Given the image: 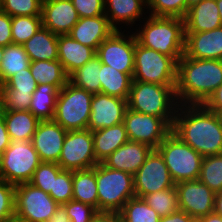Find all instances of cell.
I'll return each instance as SVG.
<instances>
[{
	"mask_svg": "<svg viewBox=\"0 0 222 222\" xmlns=\"http://www.w3.org/2000/svg\"><path fill=\"white\" fill-rule=\"evenodd\" d=\"M172 132L203 157L222 153V119L203 104H179Z\"/></svg>",
	"mask_w": 222,
	"mask_h": 222,
	"instance_id": "cell-1",
	"label": "cell"
},
{
	"mask_svg": "<svg viewBox=\"0 0 222 222\" xmlns=\"http://www.w3.org/2000/svg\"><path fill=\"white\" fill-rule=\"evenodd\" d=\"M222 84V60L194 59L185 54L177 62L175 93L180 104H204Z\"/></svg>",
	"mask_w": 222,
	"mask_h": 222,
	"instance_id": "cell-2",
	"label": "cell"
},
{
	"mask_svg": "<svg viewBox=\"0 0 222 222\" xmlns=\"http://www.w3.org/2000/svg\"><path fill=\"white\" fill-rule=\"evenodd\" d=\"M145 21L143 28L134 33L136 41L178 62L185 50L184 19L149 15Z\"/></svg>",
	"mask_w": 222,
	"mask_h": 222,
	"instance_id": "cell-3",
	"label": "cell"
},
{
	"mask_svg": "<svg viewBox=\"0 0 222 222\" xmlns=\"http://www.w3.org/2000/svg\"><path fill=\"white\" fill-rule=\"evenodd\" d=\"M176 85H159L132 81L128 108L139 113L163 118L171 127L178 108Z\"/></svg>",
	"mask_w": 222,
	"mask_h": 222,
	"instance_id": "cell-4",
	"label": "cell"
},
{
	"mask_svg": "<svg viewBox=\"0 0 222 222\" xmlns=\"http://www.w3.org/2000/svg\"><path fill=\"white\" fill-rule=\"evenodd\" d=\"M98 212L119 213L135 197L133 175L96 164Z\"/></svg>",
	"mask_w": 222,
	"mask_h": 222,
	"instance_id": "cell-5",
	"label": "cell"
},
{
	"mask_svg": "<svg viewBox=\"0 0 222 222\" xmlns=\"http://www.w3.org/2000/svg\"><path fill=\"white\" fill-rule=\"evenodd\" d=\"M156 150L163 157L174 183L198 180L203 156L172 131Z\"/></svg>",
	"mask_w": 222,
	"mask_h": 222,
	"instance_id": "cell-6",
	"label": "cell"
},
{
	"mask_svg": "<svg viewBox=\"0 0 222 222\" xmlns=\"http://www.w3.org/2000/svg\"><path fill=\"white\" fill-rule=\"evenodd\" d=\"M133 81L176 85L177 62L170 56L144 47L135 38Z\"/></svg>",
	"mask_w": 222,
	"mask_h": 222,
	"instance_id": "cell-7",
	"label": "cell"
},
{
	"mask_svg": "<svg viewBox=\"0 0 222 222\" xmlns=\"http://www.w3.org/2000/svg\"><path fill=\"white\" fill-rule=\"evenodd\" d=\"M92 96L68 82L59 90L53 120L67 131L87 129Z\"/></svg>",
	"mask_w": 222,
	"mask_h": 222,
	"instance_id": "cell-8",
	"label": "cell"
},
{
	"mask_svg": "<svg viewBox=\"0 0 222 222\" xmlns=\"http://www.w3.org/2000/svg\"><path fill=\"white\" fill-rule=\"evenodd\" d=\"M40 163L32 141H11L0 156V179L14 186L29 183Z\"/></svg>",
	"mask_w": 222,
	"mask_h": 222,
	"instance_id": "cell-9",
	"label": "cell"
},
{
	"mask_svg": "<svg viewBox=\"0 0 222 222\" xmlns=\"http://www.w3.org/2000/svg\"><path fill=\"white\" fill-rule=\"evenodd\" d=\"M15 215L26 222H48L58 203L43 190L23 183L15 186Z\"/></svg>",
	"mask_w": 222,
	"mask_h": 222,
	"instance_id": "cell-10",
	"label": "cell"
},
{
	"mask_svg": "<svg viewBox=\"0 0 222 222\" xmlns=\"http://www.w3.org/2000/svg\"><path fill=\"white\" fill-rule=\"evenodd\" d=\"M98 163L92 131L89 129L67 131L57 164L63 170L75 171L93 168Z\"/></svg>",
	"mask_w": 222,
	"mask_h": 222,
	"instance_id": "cell-11",
	"label": "cell"
},
{
	"mask_svg": "<svg viewBox=\"0 0 222 222\" xmlns=\"http://www.w3.org/2000/svg\"><path fill=\"white\" fill-rule=\"evenodd\" d=\"M135 197L170 189L175 183L160 153L153 149L133 175Z\"/></svg>",
	"mask_w": 222,
	"mask_h": 222,
	"instance_id": "cell-12",
	"label": "cell"
},
{
	"mask_svg": "<svg viewBox=\"0 0 222 222\" xmlns=\"http://www.w3.org/2000/svg\"><path fill=\"white\" fill-rule=\"evenodd\" d=\"M123 123L130 141L147 144L153 149L172 131V127L163 118L135 112L129 108L125 112Z\"/></svg>",
	"mask_w": 222,
	"mask_h": 222,
	"instance_id": "cell-13",
	"label": "cell"
},
{
	"mask_svg": "<svg viewBox=\"0 0 222 222\" xmlns=\"http://www.w3.org/2000/svg\"><path fill=\"white\" fill-rule=\"evenodd\" d=\"M115 30L106 38L96 51L101 63L126 73H134L135 35H124V31Z\"/></svg>",
	"mask_w": 222,
	"mask_h": 222,
	"instance_id": "cell-14",
	"label": "cell"
},
{
	"mask_svg": "<svg viewBox=\"0 0 222 222\" xmlns=\"http://www.w3.org/2000/svg\"><path fill=\"white\" fill-rule=\"evenodd\" d=\"M178 208L189 216H205L214 210L215 195L200 180L181 181L175 184Z\"/></svg>",
	"mask_w": 222,
	"mask_h": 222,
	"instance_id": "cell-15",
	"label": "cell"
},
{
	"mask_svg": "<svg viewBox=\"0 0 222 222\" xmlns=\"http://www.w3.org/2000/svg\"><path fill=\"white\" fill-rule=\"evenodd\" d=\"M127 100L103 93L93 94L87 129L93 131L123 123Z\"/></svg>",
	"mask_w": 222,
	"mask_h": 222,
	"instance_id": "cell-16",
	"label": "cell"
},
{
	"mask_svg": "<svg viewBox=\"0 0 222 222\" xmlns=\"http://www.w3.org/2000/svg\"><path fill=\"white\" fill-rule=\"evenodd\" d=\"M66 134L67 130L54 120L38 123L32 144L41 162L58 163Z\"/></svg>",
	"mask_w": 222,
	"mask_h": 222,
	"instance_id": "cell-17",
	"label": "cell"
},
{
	"mask_svg": "<svg viewBox=\"0 0 222 222\" xmlns=\"http://www.w3.org/2000/svg\"><path fill=\"white\" fill-rule=\"evenodd\" d=\"M42 26L56 35L69 34L79 16L71 0H43Z\"/></svg>",
	"mask_w": 222,
	"mask_h": 222,
	"instance_id": "cell-18",
	"label": "cell"
},
{
	"mask_svg": "<svg viewBox=\"0 0 222 222\" xmlns=\"http://www.w3.org/2000/svg\"><path fill=\"white\" fill-rule=\"evenodd\" d=\"M187 57L222 60V26L199 33H185Z\"/></svg>",
	"mask_w": 222,
	"mask_h": 222,
	"instance_id": "cell-19",
	"label": "cell"
},
{
	"mask_svg": "<svg viewBox=\"0 0 222 222\" xmlns=\"http://www.w3.org/2000/svg\"><path fill=\"white\" fill-rule=\"evenodd\" d=\"M152 150L147 144L128 140L102 163L108 168L134 175Z\"/></svg>",
	"mask_w": 222,
	"mask_h": 222,
	"instance_id": "cell-20",
	"label": "cell"
},
{
	"mask_svg": "<svg viewBox=\"0 0 222 222\" xmlns=\"http://www.w3.org/2000/svg\"><path fill=\"white\" fill-rule=\"evenodd\" d=\"M114 31L115 29L104 14L96 17L79 18L69 35L82 45L97 51L98 46Z\"/></svg>",
	"mask_w": 222,
	"mask_h": 222,
	"instance_id": "cell-21",
	"label": "cell"
},
{
	"mask_svg": "<svg viewBox=\"0 0 222 222\" xmlns=\"http://www.w3.org/2000/svg\"><path fill=\"white\" fill-rule=\"evenodd\" d=\"M216 0H203L188 8L184 18L185 33H199L221 27Z\"/></svg>",
	"mask_w": 222,
	"mask_h": 222,
	"instance_id": "cell-22",
	"label": "cell"
},
{
	"mask_svg": "<svg viewBox=\"0 0 222 222\" xmlns=\"http://www.w3.org/2000/svg\"><path fill=\"white\" fill-rule=\"evenodd\" d=\"M95 55L96 51L93 48L82 45L69 34L58 35V61L68 76Z\"/></svg>",
	"mask_w": 222,
	"mask_h": 222,
	"instance_id": "cell-23",
	"label": "cell"
},
{
	"mask_svg": "<svg viewBox=\"0 0 222 222\" xmlns=\"http://www.w3.org/2000/svg\"><path fill=\"white\" fill-rule=\"evenodd\" d=\"M104 3L105 15L115 30H119V23L133 26L148 6L147 0H104Z\"/></svg>",
	"mask_w": 222,
	"mask_h": 222,
	"instance_id": "cell-24",
	"label": "cell"
},
{
	"mask_svg": "<svg viewBox=\"0 0 222 222\" xmlns=\"http://www.w3.org/2000/svg\"><path fill=\"white\" fill-rule=\"evenodd\" d=\"M23 48L31 62L58 60V35L42 26L23 44Z\"/></svg>",
	"mask_w": 222,
	"mask_h": 222,
	"instance_id": "cell-25",
	"label": "cell"
},
{
	"mask_svg": "<svg viewBox=\"0 0 222 222\" xmlns=\"http://www.w3.org/2000/svg\"><path fill=\"white\" fill-rule=\"evenodd\" d=\"M92 135L95 157L99 163L129 140L124 123L93 131Z\"/></svg>",
	"mask_w": 222,
	"mask_h": 222,
	"instance_id": "cell-26",
	"label": "cell"
},
{
	"mask_svg": "<svg viewBox=\"0 0 222 222\" xmlns=\"http://www.w3.org/2000/svg\"><path fill=\"white\" fill-rule=\"evenodd\" d=\"M11 141H32L38 120L29 110L1 111Z\"/></svg>",
	"mask_w": 222,
	"mask_h": 222,
	"instance_id": "cell-27",
	"label": "cell"
},
{
	"mask_svg": "<svg viewBox=\"0 0 222 222\" xmlns=\"http://www.w3.org/2000/svg\"><path fill=\"white\" fill-rule=\"evenodd\" d=\"M72 200L94 207L98 211L96 165L93 168L72 171Z\"/></svg>",
	"mask_w": 222,
	"mask_h": 222,
	"instance_id": "cell-28",
	"label": "cell"
},
{
	"mask_svg": "<svg viewBox=\"0 0 222 222\" xmlns=\"http://www.w3.org/2000/svg\"><path fill=\"white\" fill-rule=\"evenodd\" d=\"M99 80L101 83V93L125 100L128 99L133 74L120 72L111 66L101 63Z\"/></svg>",
	"mask_w": 222,
	"mask_h": 222,
	"instance_id": "cell-29",
	"label": "cell"
},
{
	"mask_svg": "<svg viewBox=\"0 0 222 222\" xmlns=\"http://www.w3.org/2000/svg\"><path fill=\"white\" fill-rule=\"evenodd\" d=\"M59 89L40 84L32 94L29 111L40 121L53 120Z\"/></svg>",
	"mask_w": 222,
	"mask_h": 222,
	"instance_id": "cell-30",
	"label": "cell"
},
{
	"mask_svg": "<svg viewBox=\"0 0 222 222\" xmlns=\"http://www.w3.org/2000/svg\"><path fill=\"white\" fill-rule=\"evenodd\" d=\"M29 68L38 85L49 84L60 90L68 83V75L58 60L33 61Z\"/></svg>",
	"mask_w": 222,
	"mask_h": 222,
	"instance_id": "cell-31",
	"label": "cell"
},
{
	"mask_svg": "<svg viewBox=\"0 0 222 222\" xmlns=\"http://www.w3.org/2000/svg\"><path fill=\"white\" fill-rule=\"evenodd\" d=\"M101 61L97 55L93 56L82 67L68 76V82L73 86L86 90L91 94L101 93L100 83Z\"/></svg>",
	"mask_w": 222,
	"mask_h": 222,
	"instance_id": "cell-32",
	"label": "cell"
},
{
	"mask_svg": "<svg viewBox=\"0 0 222 222\" xmlns=\"http://www.w3.org/2000/svg\"><path fill=\"white\" fill-rule=\"evenodd\" d=\"M30 59L23 45L11 43L4 47L0 66V85L4 84L15 73H19L30 66Z\"/></svg>",
	"mask_w": 222,
	"mask_h": 222,
	"instance_id": "cell-33",
	"label": "cell"
},
{
	"mask_svg": "<svg viewBox=\"0 0 222 222\" xmlns=\"http://www.w3.org/2000/svg\"><path fill=\"white\" fill-rule=\"evenodd\" d=\"M120 222H159L161 216L143 198L129 199L118 213Z\"/></svg>",
	"mask_w": 222,
	"mask_h": 222,
	"instance_id": "cell-34",
	"label": "cell"
},
{
	"mask_svg": "<svg viewBox=\"0 0 222 222\" xmlns=\"http://www.w3.org/2000/svg\"><path fill=\"white\" fill-rule=\"evenodd\" d=\"M198 180L214 193L222 191V153L203 158Z\"/></svg>",
	"mask_w": 222,
	"mask_h": 222,
	"instance_id": "cell-35",
	"label": "cell"
},
{
	"mask_svg": "<svg viewBox=\"0 0 222 222\" xmlns=\"http://www.w3.org/2000/svg\"><path fill=\"white\" fill-rule=\"evenodd\" d=\"M42 27L41 16L12 17L11 33L14 44L23 45Z\"/></svg>",
	"mask_w": 222,
	"mask_h": 222,
	"instance_id": "cell-36",
	"label": "cell"
},
{
	"mask_svg": "<svg viewBox=\"0 0 222 222\" xmlns=\"http://www.w3.org/2000/svg\"><path fill=\"white\" fill-rule=\"evenodd\" d=\"M143 199L161 217L170 215L179 209L175 186L148 194Z\"/></svg>",
	"mask_w": 222,
	"mask_h": 222,
	"instance_id": "cell-37",
	"label": "cell"
},
{
	"mask_svg": "<svg viewBox=\"0 0 222 222\" xmlns=\"http://www.w3.org/2000/svg\"><path fill=\"white\" fill-rule=\"evenodd\" d=\"M151 10L149 15L156 17H177L184 19L187 14V0H147Z\"/></svg>",
	"mask_w": 222,
	"mask_h": 222,
	"instance_id": "cell-38",
	"label": "cell"
},
{
	"mask_svg": "<svg viewBox=\"0 0 222 222\" xmlns=\"http://www.w3.org/2000/svg\"><path fill=\"white\" fill-rule=\"evenodd\" d=\"M43 0H0V10L11 17L41 16Z\"/></svg>",
	"mask_w": 222,
	"mask_h": 222,
	"instance_id": "cell-39",
	"label": "cell"
},
{
	"mask_svg": "<svg viewBox=\"0 0 222 222\" xmlns=\"http://www.w3.org/2000/svg\"><path fill=\"white\" fill-rule=\"evenodd\" d=\"M62 170L57 163L41 162L29 183L43 190L45 193L50 194L51 190H53L54 178H56Z\"/></svg>",
	"mask_w": 222,
	"mask_h": 222,
	"instance_id": "cell-40",
	"label": "cell"
},
{
	"mask_svg": "<svg viewBox=\"0 0 222 222\" xmlns=\"http://www.w3.org/2000/svg\"><path fill=\"white\" fill-rule=\"evenodd\" d=\"M49 195L58 204H64L72 200L73 182L71 170H62L54 178L53 190H51Z\"/></svg>",
	"mask_w": 222,
	"mask_h": 222,
	"instance_id": "cell-41",
	"label": "cell"
},
{
	"mask_svg": "<svg viewBox=\"0 0 222 222\" xmlns=\"http://www.w3.org/2000/svg\"><path fill=\"white\" fill-rule=\"evenodd\" d=\"M1 111L29 110L32 94L18 93L16 89H0Z\"/></svg>",
	"mask_w": 222,
	"mask_h": 222,
	"instance_id": "cell-42",
	"label": "cell"
},
{
	"mask_svg": "<svg viewBox=\"0 0 222 222\" xmlns=\"http://www.w3.org/2000/svg\"><path fill=\"white\" fill-rule=\"evenodd\" d=\"M37 86L38 83L28 67L11 76L4 84L0 85V89H16L18 93L33 94Z\"/></svg>",
	"mask_w": 222,
	"mask_h": 222,
	"instance_id": "cell-43",
	"label": "cell"
},
{
	"mask_svg": "<svg viewBox=\"0 0 222 222\" xmlns=\"http://www.w3.org/2000/svg\"><path fill=\"white\" fill-rule=\"evenodd\" d=\"M15 186L0 179V222L15 215Z\"/></svg>",
	"mask_w": 222,
	"mask_h": 222,
	"instance_id": "cell-44",
	"label": "cell"
},
{
	"mask_svg": "<svg viewBox=\"0 0 222 222\" xmlns=\"http://www.w3.org/2000/svg\"><path fill=\"white\" fill-rule=\"evenodd\" d=\"M63 205L71 222H91V219L98 212L94 207L74 200H70Z\"/></svg>",
	"mask_w": 222,
	"mask_h": 222,
	"instance_id": "cell-45",
	"label": "cell"
},
{
	"mask_svg": "<svg viewBox=\"0 0 222 222\" xmlns=\"http://www.w3.org/2000/svg\"><path fill=\"white\" fill-rule=\"evenodd\" d=\"M79 18L96 17L105 14L104 0H71Z\"/></svg>",
	"mask_w": 222,
	"mask_h": 222,
	"instance_id": "cell-46",
	"label": "cell"
},
{
	"mask_svg": "<svg viewBox=\"0 0 222 222\" xmlns=\"http://www.w3.org/2000/svg\"><path fill=\"white\" fill-rule=\"evenodd\" d=\"M11 24L12 17L0 10V45L3 47L13 43Z\"/></svg>",
	"mask_w": 222,
	"mask_h": 222,
	"instance_id": "cell-47",
	"label": "cell"
},
{
	"mask_svg": "<svg viewBox=\"0 0 222 222\" xmlns=\"http://www.w3.org/2000/svg\"><path fill=\"white\" fill-rule=\"evenodd\" d=\"M203 105L212 112L217 114L222 113V84L214 91V93Z\"/></svg>",
	"mask_w": 222,
	"mask_h": 222,
	"instance_id": "cell-48",
	"label": "cell"
},
{
	"mask_svg": "<svg viewBox=\"0 0 222 222\" xmlns=\"http://www.w3.org/2000/svg\"><path fill=\"white\" fill-rule=\"evenodd\" d=\"M10 138L6 129V124L2 113H0V156L3 154L5 149L10 145Z\"/></svg>",
	"mask_w": 222,
	"mask_h": 222,
	"instance_id": "cell-49",
	"label": "cell"
},
{
	"mask_svg": "<svg viewBox=\"0 0 222 222\" xmlns=\"http://www.w3.org/2000/svg\"><path fill=\"white\" fill-rule=\"evenodd\" d=\"M159 222H190V216L178 209L170 215L161 217Z\"/></svg>",
	"mask_w": 222,
	"mask_h": 222,
	"instance_id": "cell-50",
	"label": "cell"
},
{
	"mask_svg": "<svg viewBox=\"0 0 222 222\" xmlns=\"http://www.w3.org/2000/svg\"><path fill=\"white\" fill-rule=\"evenodd\" d=\"M48 222H71L63 204L58 205L55 213L49 218Z\"/></svg>",
	"mask_w": 222,
	"mask_h": 222,
	"instance_id": "cell-51",
	"label": "cell"
},
{
	"mask_svg": "<svg viewBox=\"0 0 222 222\" xmlns=\"http://www.w3.org/2000/svg\"><path fill=\"white\" fill-rule=\"evenodd\" d=\"M91 222H120L119 215L114 212H97Z\"/></svg>",
	"mask_w": 222,
	"mask_h": 222,
	"instance_id": "cell-52",
	"label": "cell"
},
{
	"mask_svg": "<svg viewBox=\"0 0 222 222\" xmlns=\"http://www.w3.org/2000/svg\"><path fill=\"white\" fill-rule=\"evenodd\" d=\"M214 212L222 216V191L217 192L215 195V202H214Z\"/></svg>",
	"mask_w": 222,
	"mask_h": 222,
	"instance_id": "cell-53",
	"label": "cell"
},
{
	"mask_svg": "<svg viewBox=\"0 0 222 222\" xmlns=\"http://www.w3.org/2000/svg\"><path fill=\"white\" fill-rule=\"evenodd\" d=\"M202 217L204 218V222H222V216L214 211Z\"/></svg>",
	"mask_w": 222,
	"mask_h": 222,
	"instance_id": "cell-54",
	"label": "cell"
},
{
	"mask_svg": "<svg viewBox=\"0 0 222 222\" xmlns=\"http://www.w3.org/2000/svg\"><path fill=\"white\" fill-rule=\"evenodd\" d=\"M2 222H26L24 219L19 218L18 216L14 215L8 219H5Z\"/></svg>",
	"mask_w": 222,
	"mask_h": 222,
	"instance_id": "cell-55",
	"label": "cell"
},
{
	"mask_svg": "<svg viewBox=\"0 0 222 222\" xmlns=\"http://www.w3.org/2000/svg\"><path fill=\"white\" fill-rule=\"evenodd\" d=\"M222 25V0H216Z\"/></svg>",
	"mask_w": 222,
	"mask_h": 222,
	"instance_id": "cell-56",
	"label": "cell"
},
{
	"mask_svg": "<svg viewBox=\"0 0 222 222\" xmlns=\"http://www.w3.org/2000/svg\"><path fill=\"white\" fill-rule=\"evenodd\" d=\"M190 222H204V218L200 216H190Z\"/></svg>",
	"mask_w": 222,
	"mask_h": 222,
	"instance_id": "cell-57",
	"label": "cell"
},
{
	"mask_svg": "<svg viewBox=\"0 0 222 222\" xmlns=\"http://www.w3.org/2000/svg\"><path fill=\"white\" fill-rule=\"evenodd\" d=\"M203 0H187V11H188V8L196 3H199Z\"/></svg>",
	"mask_w": 222,
	"mask_h": 222,
	"instance_id": "cell-58",
	"label": "cell"
},
{
	"mask_svg": "<svg viewBox=\"0 0 222 222\" xmlns=\"http://www.w3.org/2000/svg\"><path fill=\"white\" fill-rule=\"evenodd\" d=\"M3 53H4V47L0 45V66L2 63Z\"/></svg>",
	"mask_w": 222,
	"mask_h": 222,
	"instance_id": "cell-59",
	"label": "cell"
},
{
	"mask_svg": "<svg viewBox=\"0 0 222 222\" xmlns=\"http://www.w3.org/2000/svg\"><path fill=\"white\" fill-rule=\"evenodd\" d=\"M0 113H1V93H0Z\"/></svg>",
	"mask_w": 222,
	"mask_h": 222,
	"instance_id": "cell-60",
	"label": "cell"
}]
</instances>
